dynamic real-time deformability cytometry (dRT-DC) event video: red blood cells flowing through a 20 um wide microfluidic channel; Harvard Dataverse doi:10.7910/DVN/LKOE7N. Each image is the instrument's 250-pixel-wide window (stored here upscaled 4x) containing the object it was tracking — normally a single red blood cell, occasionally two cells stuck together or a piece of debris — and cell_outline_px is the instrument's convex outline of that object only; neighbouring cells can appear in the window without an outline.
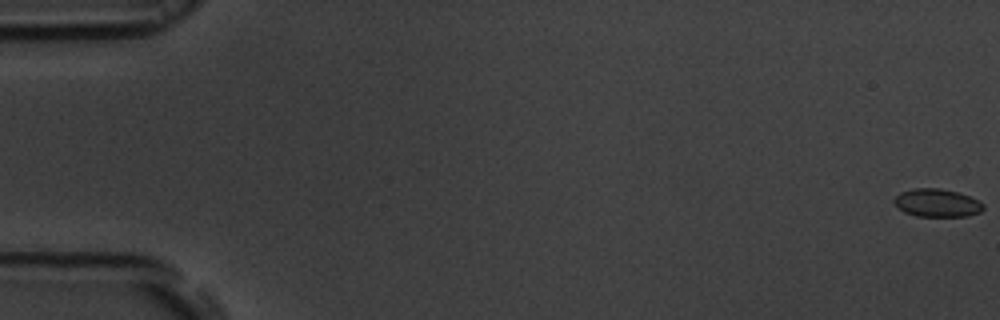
{"species": "common noctule bat (a hibernating species)", "species_latin": "Nyctalus noctula", "temperature_condition": "room temperature", "stored_images_in_passage": 57, "segment_of_instrument_passage": [1, 2], "camera_frame_rate_fps": 3000, "um_per_image_px": 0.085, "animal": {"sex": "male", "body_mass_g": 19.5, "forearm_length_mm": 54.6}, "frame": {"image": 1, "passage_image": 1, "time_ms": 0.0, "image_size_px": [1000, 320], "cell_outline_px": [[984, 208], [980, 212], [968, 216], [916, 216], [904, 212], [892, 200], [900, 192], [912, 188], [940, 188], [960, 192], [980, 200], [984, 204]], "centroid_in_image_um": [79.68, 17.23], "position_along_channel_um": 5.3, "area_um2": 14.74}}
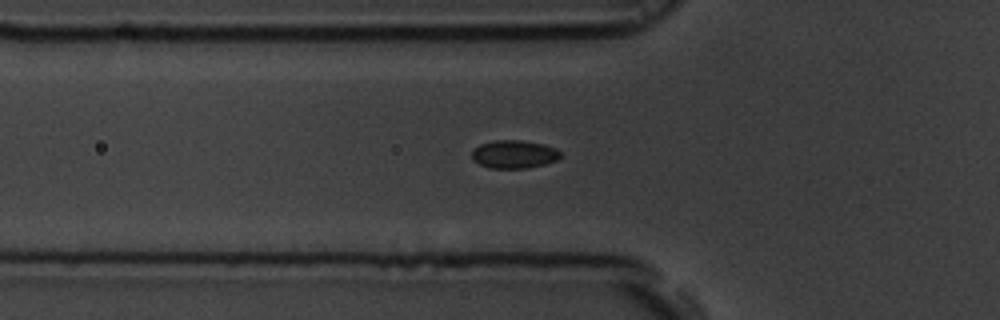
{"frame": {"image": 2, "passage_image": 20, "time_ms": 6.333, "image_size_px": [1000, 320], "cell_outline_px": [[560, 156], [556, 160], [544, 164], [528, 168], [488, 168], [472, 160], [472, 148], [480, 144], [492, 140], [520, 140], [544, 144], [556, 148], [560, 152]], "centroid_in_image_um": [43.66, 13.1], "position_along_channel_um": 82.1, "area_um2": 14.62}}
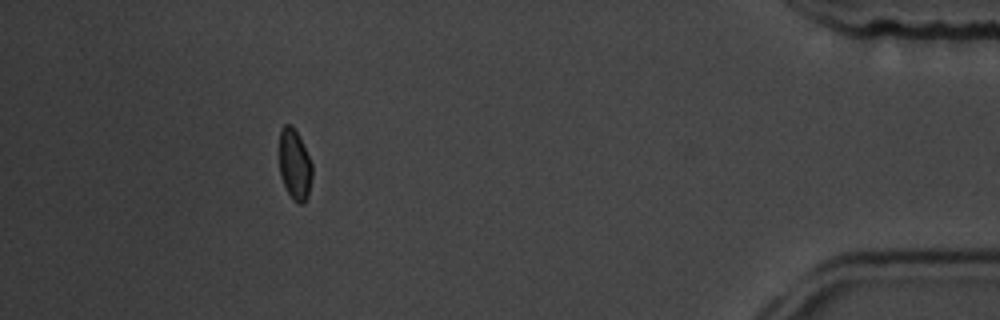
{"frame": {"image": 3, "passage_image": 51, "time_ms": 16.667, "image_size_px": [1000, 320], "cell_outline_px": [[312, 176], [308, 196], [304, 204], [296, 204], [292, 200], [280, 176], [280, 128], [284, 124], [292, 124], [300, 136], [312, 164]], "centroid_in_image_um": [25.05, 13.99], "position_along_channel_um": 410.1, "area_um2": 13.76}}